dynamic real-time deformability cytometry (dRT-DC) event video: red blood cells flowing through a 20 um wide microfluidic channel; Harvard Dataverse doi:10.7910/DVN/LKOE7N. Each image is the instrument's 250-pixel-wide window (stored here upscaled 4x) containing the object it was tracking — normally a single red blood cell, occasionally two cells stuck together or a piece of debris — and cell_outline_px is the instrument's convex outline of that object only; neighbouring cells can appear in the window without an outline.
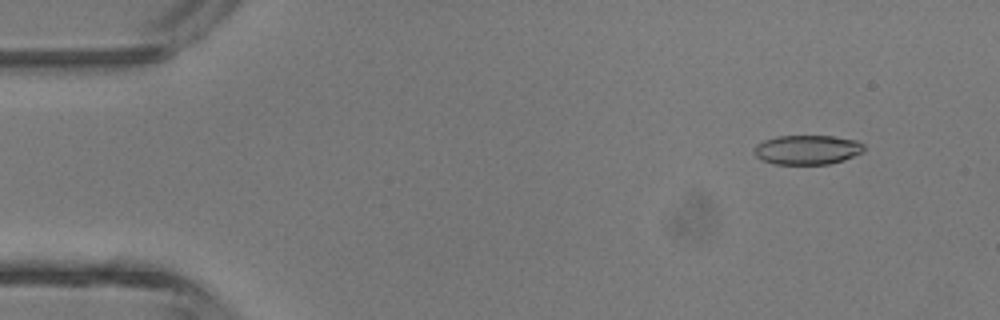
{"species": "common noctule bat (a hibernating species)", "species_latin": "Nyctalus noctula", "temperature_condition": "room temperature", "stored_images_in_passage": 5, "camera_frame_rate_fps": 3000, "um_per_image_px": 0.085, "animal": {"sex": "male", "body_mass_g": 13.3}, "frame": {"image": 1, "passage_image": 2, "time_ms": 1.333, "image_size_px": [1000, 320], "cell_outline_px": [[864, 152], [844, 160], [828, 164], [772, 164], [760, 160], [756, 156], [756, 144], [764, 140], [776, 136], [832, 136], [856, 140], [864, 144]], "centroid_in_image_um": [68.63, 12.73], "position_along_channel_um": 16.4, "area_um2": 18.9}}